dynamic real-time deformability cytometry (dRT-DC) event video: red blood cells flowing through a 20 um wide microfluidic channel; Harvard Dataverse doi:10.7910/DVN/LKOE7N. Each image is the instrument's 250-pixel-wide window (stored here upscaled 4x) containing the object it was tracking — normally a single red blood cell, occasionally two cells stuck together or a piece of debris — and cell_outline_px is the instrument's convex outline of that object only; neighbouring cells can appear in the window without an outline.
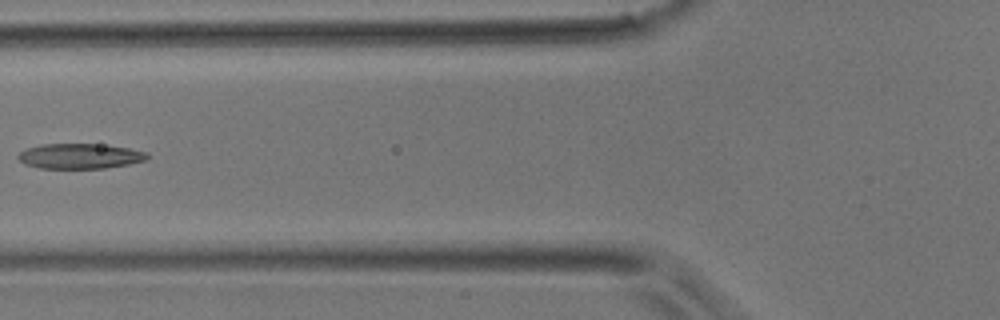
{"species": "common noctule bat (a hibernating species)", "species_latin": "Nyctalus noctula", "temperature_condition": "room temperature", "stored_images_in_passage": 5, "camera_frame_rate_fps": 3000, "um_per_image_px": 0.085, "animal": {"sex": "male", "body_mass_g": 17.9}, "frame": {"image": 1, "passage_image": 5, "time_ms": 1.333, "image_size_px": [1000, 320], "cell_outline_px": [[148, 156], [144, 160], [128, 164], [104, 168], [40, 168], [24, 164], [16, 156], [20, 152], [28, 148], [40, 144], [100, 144], [128, 148], [148, 152]], "centroid_in_image_um": [6.76, 13.26], "position_along_channel_um": 119.0, "area_um2": 18.79}}